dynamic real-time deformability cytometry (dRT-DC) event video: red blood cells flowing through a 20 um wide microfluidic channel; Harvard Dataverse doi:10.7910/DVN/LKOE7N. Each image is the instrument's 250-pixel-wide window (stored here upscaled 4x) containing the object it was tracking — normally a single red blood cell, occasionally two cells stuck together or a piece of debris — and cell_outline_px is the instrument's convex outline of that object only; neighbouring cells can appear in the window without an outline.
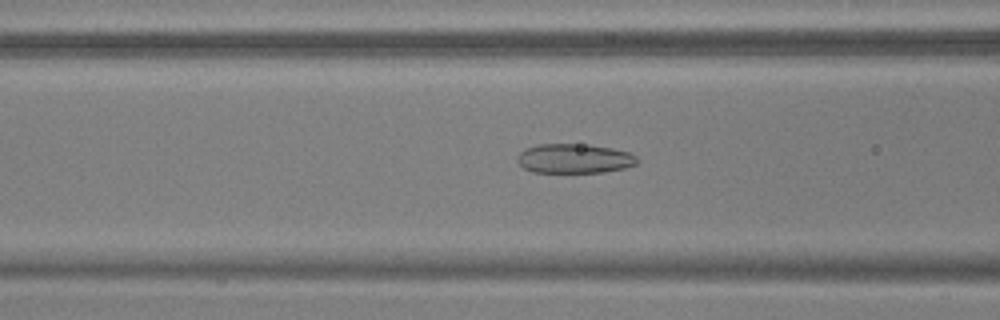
{"species": "common noctule bat (a hibernating species)", "species_latin": "Nyctalus noctula", "temperature_condition": "warm", "stored_images_in_passage": 48, "camera_frame_rate_fps": 3000, "um_per_image_px": 0.085, "animal": {"sex": "male", "body_mass_g": 17.9, "forearm_length_mm": 54.2}, "frame": {"image": 1, "passage_image": 21, "time_ms": 6.667, "image_size_px": [1000, 320], "cell_outline_px": [[640, 160], [636, 164], [624, 168], [604, 172], [532, 172], [524, 168], [516, 160], [516, 156], [520, 152], [536, 144], [588, 144], [612, 148], [628, 152], [636, 156]], "centroid_in_image_um": [48.82, 13.47], "position_along_channel_um": 117.8, "area_um2": 20.63}}
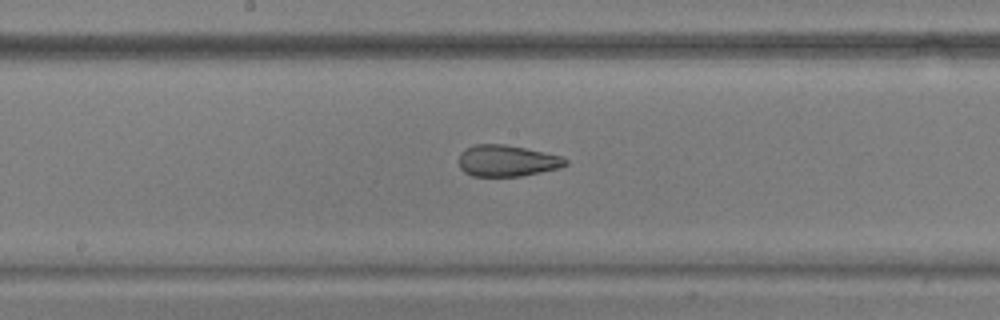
{"frame": {"image": 2, "passage_image": 28, "time_ms": 9.0, "image_size_px": [1000, 320], "cell_outline_px": [[568, 164], [560, 168], [520, 176], [472, 176], [464, 172], [460, 168], [460, 152], [476, 144], [504, 144], [524, 148], [560, 156], [568, 160]], "centroid_in_image_um": [43.09, 13.67], "position_along_channel_um": 205.1, "area_um2": 19.31}}
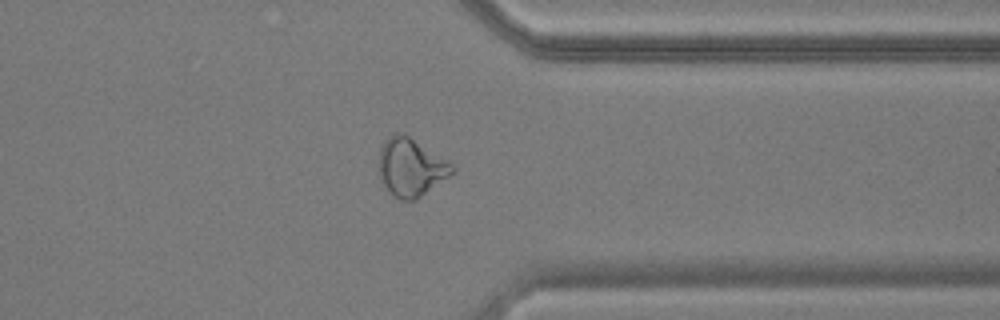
{"frame": {"image": 3, "passage_image": 42, "time_ms": 13.667, "image_size_px": [1000, 320], "cell_outline_px": [[456, 172], [416, 200], [400, 200], [392, 196], [388, 192], [380, 180], [380, 148], [384, 140], [392, 132], [404, 132], [448, 160], [456, 168]], "centroid_in_image_um": [34.94, 14.21], "position_along_channel_um": 376.5, "area_um2": 25.32}}